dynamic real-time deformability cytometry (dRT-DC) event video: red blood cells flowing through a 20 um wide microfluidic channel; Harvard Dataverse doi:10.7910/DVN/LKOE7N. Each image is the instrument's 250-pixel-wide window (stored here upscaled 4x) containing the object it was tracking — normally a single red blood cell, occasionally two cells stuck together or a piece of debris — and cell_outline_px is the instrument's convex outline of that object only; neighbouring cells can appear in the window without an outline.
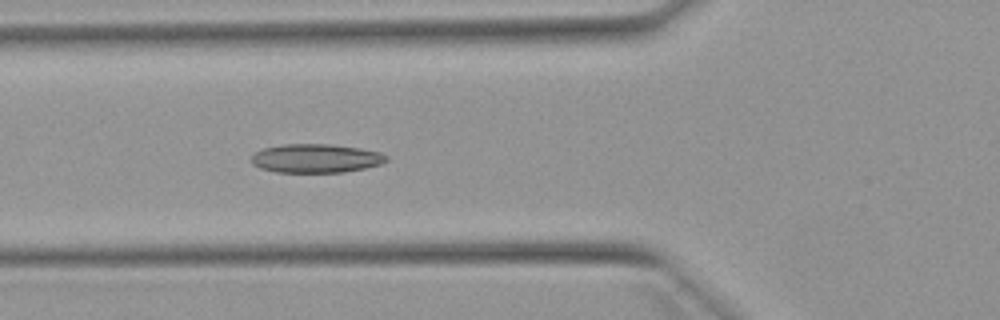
{"species": "Egyptian fruit bat (a non-hibernating species)", "species_latin": "Rousettus aegyptiacus", "temperature_condition": "warm", "stored_images_in_passage": 11, "camera_frame_rate_fps": 3000, "um_per_image_px": 0.085, "animal": {"sex": "female"}, "frame": {"image": 1, "passage_image": 7, "time_ms": 2.0, "image_size_px": [1000, 320], "cell_outline_px": [[388, 160], [380, 164], [364, 168], [344, 172], [276, 172], [260, 168], [252, 164], [252, 156], [256, 152], [264, 148], [284, 144], [328, 144], [360, 148], [380, 152], [388, 156]], "centroid_in_image_um": [26.86, 13.46], "position_along_channel_um": 98.9, "area_um2": 22.54}}